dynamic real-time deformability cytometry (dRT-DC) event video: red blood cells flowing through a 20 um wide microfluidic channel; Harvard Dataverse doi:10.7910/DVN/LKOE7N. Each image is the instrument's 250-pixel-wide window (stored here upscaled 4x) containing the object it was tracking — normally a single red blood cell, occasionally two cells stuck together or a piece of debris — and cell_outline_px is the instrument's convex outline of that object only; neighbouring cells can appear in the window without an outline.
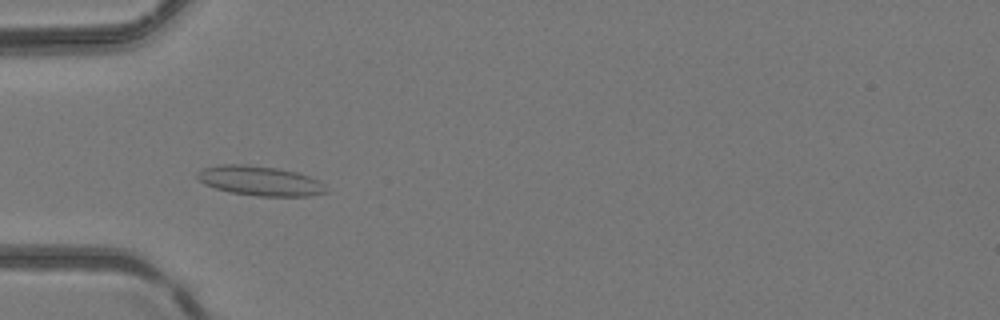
{"species": "common noctule bat (a hibernating species)", "species_latin": "Nyctalus noctula", "temperature_condition": "room temperature", "stored_images_in_passage": 6, "camera_frame_rate_fps": 3000, "um_per_image_px": 0.085, "animal": {"sex": "female", "body_mass_g": 24.6, "forearm_length_mm": 56.2}, "frame": {"image": 1, "passage_image": 5, "time_ms": 4.667, "image_size_px": [1000, 320], "cell_outline_px": [[328, 192], [312, 196], [256, 196], [232, 192], [216, 188], [204, 184], [196, 176], [196, 172], [200, 168], [220, 164], [248, 164], [276, 168], [296, 172], [308, 176], [324, 184]], "centroid_in_image_um": [22.07, 15.36], "position_along_channel_um": 62.9, "area_um2": 22.31}}
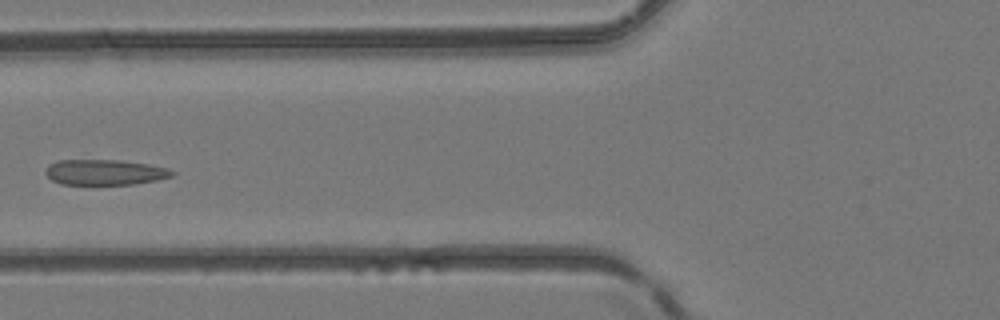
{"frame": {"image": 2, "passage_image": 6, "time_ms": 6.0, "image_size_px": [1000, 320], "cell_outline_px": [[176, 172], [172, 176], [156, 180], [136, 184], [60, 184], [52, 180], [44, 172], [48, 164], [56, 160], [120, 160], [148, 164], [168, 168]], "centroid_in_image_um": [8.89, 14.63], "position_along_channel_um": 116.9, "area_um2": 18.84}}